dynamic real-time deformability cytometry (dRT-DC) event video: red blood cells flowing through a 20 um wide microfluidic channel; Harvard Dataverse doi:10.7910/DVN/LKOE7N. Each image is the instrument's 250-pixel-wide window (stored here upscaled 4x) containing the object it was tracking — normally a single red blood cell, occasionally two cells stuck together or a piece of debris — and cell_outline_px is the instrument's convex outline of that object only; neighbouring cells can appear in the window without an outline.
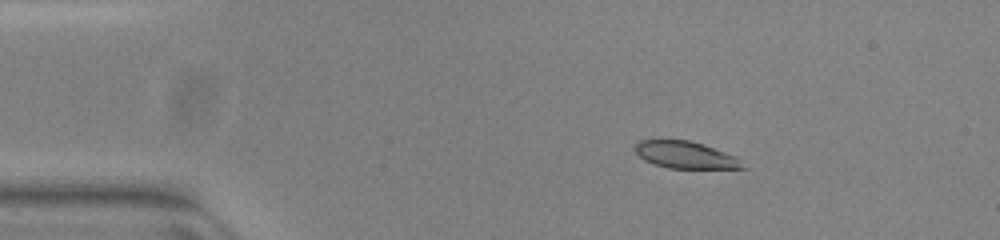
{"species": "common noctule bat (a hibernating species)", "species_latin": "Nyctalus noctula", "temperature_condition": "warm", "stored_images_in_passage": 46, "camera_frame_rate_fps": 3000, "um_per_image_px": 0.085, "animal": {"sex": "female", "body_mass_g": 23.0, "forearm_length_mm": 53.4}, "frame": {"image": 1, "passage_image": 2, "time_ms": 0.333, "image_size_px": [1000, 240], "cell_outline_px": [[748, 168], [668, 168], [644, 160], [636, 152], [636, 144], [640, 140], [688, 140], [704, 144], [736, 156]], "centroid_in_image_um": [58.3, 13.17], "position_along_channel_um": 26.7, "area_um2": 16.76}}
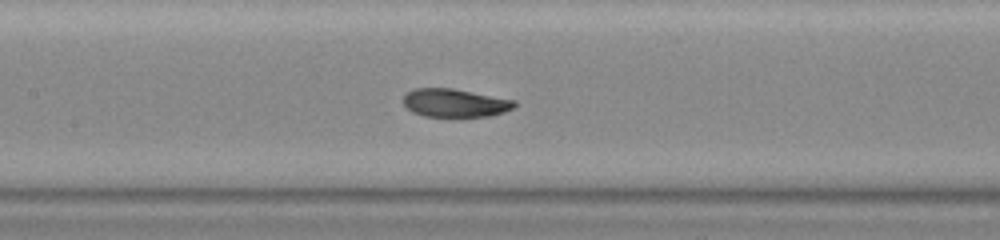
{"frame": {"image": 2, "passage_image": 18, "time_ms": 5.667, "image_size_px": [1000, 240], "cell_outline_px": [[516, 104], [512, 108], [504, 112], [488, 116], [424, 116], [412, 112], [404, 104], [404, 96], [408, 92], [416, 88], [452, 88], [516, 100]], "centroid_in_image_um": [38.67, 8.74], "position_along_channel_um": 168.7, "area_um2": 18.09}}
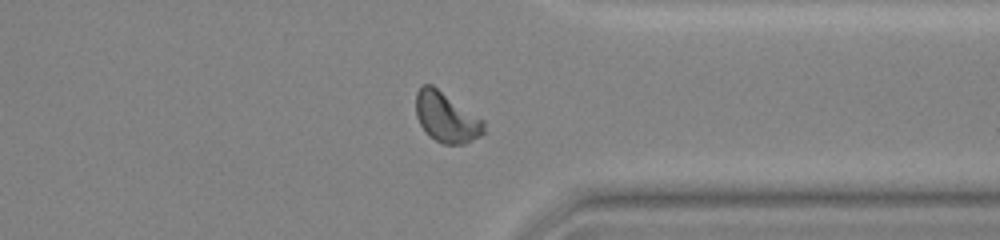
{"frame": {"image": 3, "passage_image": 34, "time_ms": 11.0, "image_size_px": [1000, 240], "cell_outline_px": [[484, 132], [480, 136], [464, 144], [444, 144], [428, 136], [420, 124], [416, 116], [416, 92], [420, 84], [432, 84], [484, 120]], "centroid_in_image_um": [37.92, 9.95], "position_along_channel_um": 373.5, "area_um2": 19.88}, "authors_computed_cell_mechanics": {"area_um2": 19.2474, "velocity_mm_per_s": 3.91, "shape_relaxation_time_tau1_ms": 3.364, "shape_relaxation_time_tau2_ms": 1.6037, "deformation_change_tau1": 0.1332, "deformation_change_tau2": 0.0608}}